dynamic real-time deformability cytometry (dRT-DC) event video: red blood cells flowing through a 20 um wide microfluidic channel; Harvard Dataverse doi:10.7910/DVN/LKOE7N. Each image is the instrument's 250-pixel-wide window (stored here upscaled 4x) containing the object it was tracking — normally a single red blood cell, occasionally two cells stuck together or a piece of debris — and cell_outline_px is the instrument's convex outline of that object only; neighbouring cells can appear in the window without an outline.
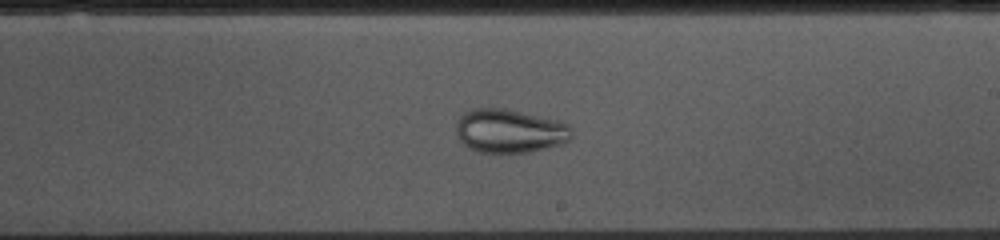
{"species": "common noctule bat (a hibernating species)", "species_latin": "Nyctalus noctula", "temperature_condition": "cold", "stored_images_in_passage": 53, "camera_frame_rate_fps": 3000, "um_per_image_px": 0.085, "animal": {"sex": "female", "body_mass_g": 10.0, "forearm_length_mm": 53.1}, "frame": {"image": 1, "passage_image": 30, "time_ms": 9.667, "image_size_px": [1000, 240], "cell_outline_px": [[572, 140], [560, 144], [528, 152], [480, 152], [468, 148], [460, 140], [456, 132], [456, 124], [460, 116], [464, 112], [476, 108], [504, 108], [556, 120], [568, 124], [572, 128]], "centroid_in_image_um": [43.32, 11.13], "position_along_channel_um": 245.7, "area_um2": 29.3}}
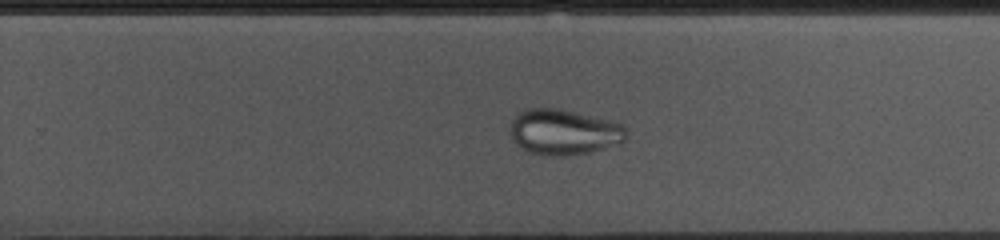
{"frame": {"image": 2, "passage_image": 33, "time_ms": 10.667, "image_size_px": [1000, 240], "cell_outline_px": [[628, 132], [624, 140], [620, 144], [588, 152], [568, 156], [552, 156], [528, 152], [516, 144], [512, 140], [508, 132], [512, 120], [520, 112], [528, 108], [560, 108], [616, 120]], "centroid_in_image_um": [47.93, 11.21], "position_along_channel_um": 281.9, "area_um2": 31.39}}
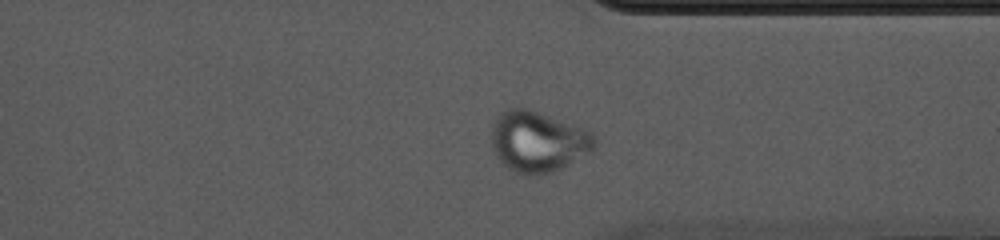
{"frame": {"image": 3, "passage_image": 40, "time_ms": 13.0, "image_size_px": [1000, 240], "cell_outline_px": [[596, 144], [592, 148], [560, 168], [552, 172], [536, 176], [524, 176], [508, 168], [496, 156], [492, 144], [492, 128], [500, 112], [504, 108], [524, 108], [536, 112], [592, 132], [596, 136]], "centroid_in_image_um": [45.67, 12.05], "position_along_channel_um": 365.7, "area_um2": 35.72}}